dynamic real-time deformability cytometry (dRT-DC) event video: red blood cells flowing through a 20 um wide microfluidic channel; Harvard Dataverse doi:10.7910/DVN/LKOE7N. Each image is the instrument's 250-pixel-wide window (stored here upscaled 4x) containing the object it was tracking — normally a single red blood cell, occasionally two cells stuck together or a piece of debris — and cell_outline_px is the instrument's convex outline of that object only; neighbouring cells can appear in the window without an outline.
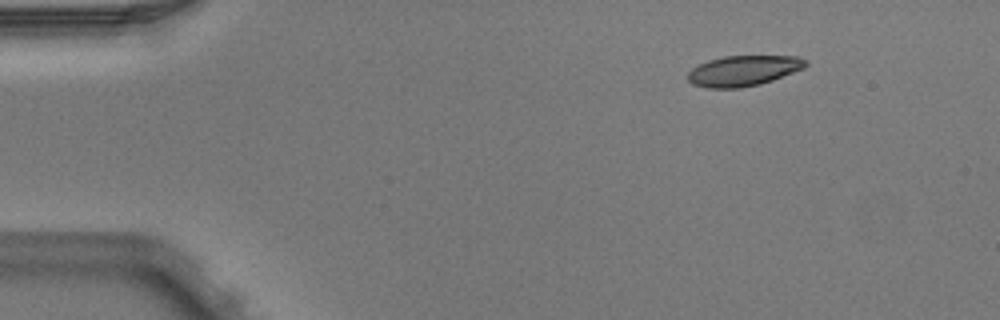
{"species": "Egyptian fruit bat (a non-hibernating species)", "species_latin": "Rousettus aegyptiacus", "temperature_condition": "warm", "stored_images_in_passage": 3, "camera_frame_rate_fps": 3000, "um_per_image_px": 0.085, "animal": {"sex": "male"}, "frame": {"image": 1, "passage_image": 1, "time_ms": 0.0, "image_size_px": [1000, 320], "cell_outline_px": [[808, 64], [804, 68], [772, 80], [760, 84], [740, 88], [708, 88], [692, 84], [688, 80], [688, 72], [692, 68], [708, 60], [724, 56], [796, 56], [808, 60]], "centroid_in_image_um": [63.19, 6.01], "position_along_channel_um": 21.8, "area_um2": 20.92}}